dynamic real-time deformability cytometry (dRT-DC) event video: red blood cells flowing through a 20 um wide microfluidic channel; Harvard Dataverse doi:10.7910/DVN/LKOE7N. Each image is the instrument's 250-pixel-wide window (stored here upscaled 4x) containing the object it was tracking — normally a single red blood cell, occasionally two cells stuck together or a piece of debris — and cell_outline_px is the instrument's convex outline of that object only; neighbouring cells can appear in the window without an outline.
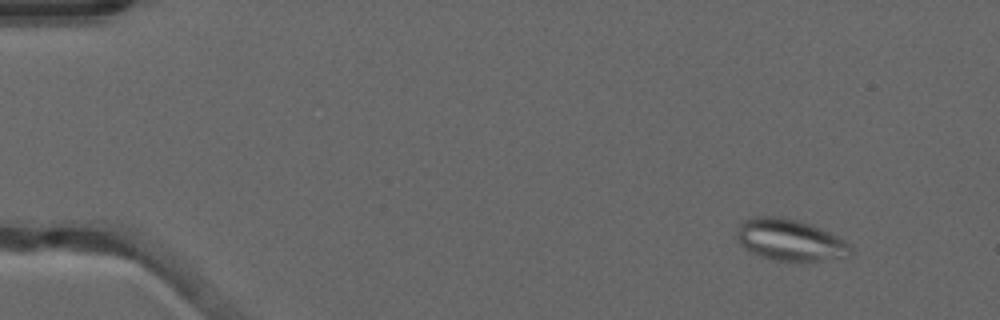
{"species": "common noctule bat (a hibernating species)", "species_latin": "Nyctalus noctula", "temperature_condition": "warm", "stored_images_in_passage": 53, "segment_of_instrument_passage": [1, 2], "camera_frame_rate_fps": 3000, "um_per_image_px": 0.085, "animal": {"sex": "male", "forearm_length_mm": 52.5}, "frame": {"image": 1, "passage_image": 6, "time_ms": 1.667, "image_size_px": [1000, 320], "cell_outline_px": [[856, 252], [820, 260], [776, 260], [760, 256], [744, 248], [736, 240], [736, 232], [740, 224], [744, 220], [752, 216], [780, 216], [800, 220], [812, 224], [852, 244]], "centroid_in_image_um": [67.11, 20.36], "position_along_channel_um": 17.9, "area_um2": 27.46}}